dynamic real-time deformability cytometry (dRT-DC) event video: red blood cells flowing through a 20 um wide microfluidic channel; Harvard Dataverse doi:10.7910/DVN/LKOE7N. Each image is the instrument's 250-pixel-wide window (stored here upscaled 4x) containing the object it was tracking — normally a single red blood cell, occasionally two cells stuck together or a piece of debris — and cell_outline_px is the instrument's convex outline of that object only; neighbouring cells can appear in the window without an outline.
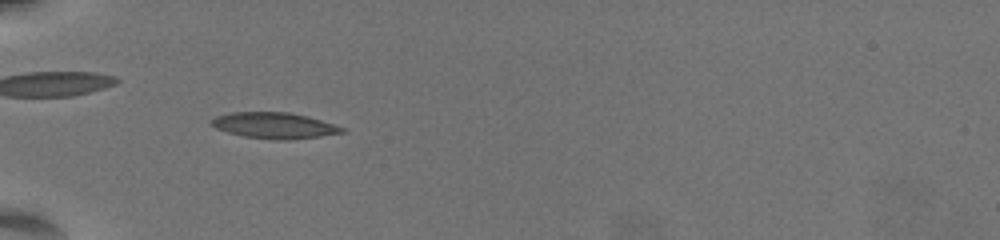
{"species": "common noctule bat (a hibernating species)", "species_latin": "Nyctalus noctula", "temperature_condition": "warm", "stored_images_in_passage": 40, "camera_frame_rate_fps": 3000, "um_per_image_px": 0.085, "animal": {"sex": "female", "body_mass_g": 19.5, "forearm_length_mm": 54.1}, "frame": {"image": 1, "passage_image": 1, "time_ms": 0.0, "image_size_px": [1000, 240], "cell_outline_px": [[344, 132], [320, 136], [288, 140], [272, 140], [244, 136], [228, 132], [216, 128], [212, 124], [212, 120], [216, 116], [232, 112], [288, 112], [308, 116], [344, 128]], "centroid_in_image_um": [23.31, 10.67], "position_along_channel_um": 61.7, "area_um2": 19.54}}
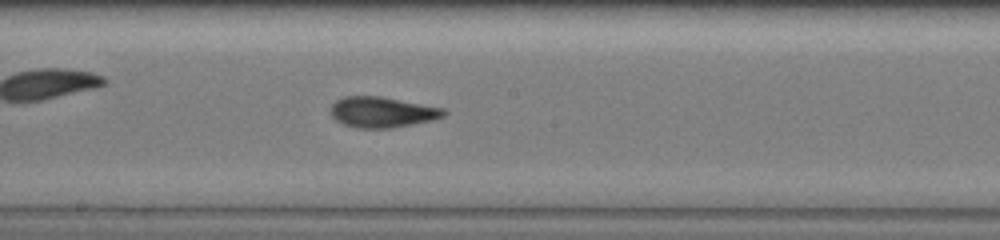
{"frame": {"image": 2, "passage_image": 15, "time_ms": 4.667, "image_size_px": [1000, 240], "cell_outline_px": [[448, 112], [444, 116], [432, 120], [392, 128], [356, 128], [344, 124], [336, 120], [332, 116], [332, 104], [336, 100], [344, 96], [380, 96], [444, 108]], "centroid_in_image_um": [32.5, 9.53], "position_along_channel_um": 215.7, "area_um2": 20.11}}
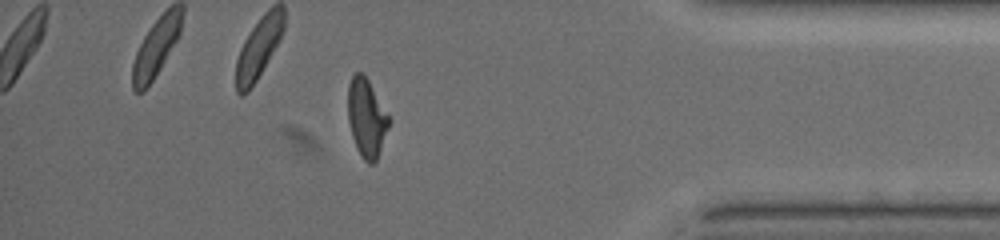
{"frame": {"image": 3, "passage_image": 33, "time_ms": 10.667, "image_size_px": [1000, 240], "cell_outline_px": [[392, 120], [376, 160], [372, 164], [368, 164], [364, 160], [356, 148], [352, 136], [348, 120], [348, 84], [352, 76], [356, 72], [364, 72]], "centroid_in_image_um": [31.17, 9.99], "position_along_channel_um": 404.0, "area_um2": 18.96}, "authors_computed_cell_mechanics": {"area_um2": 19.652, "velocity_mm_per_s": 3.5766, "shape_relaxation_time_tau1_ms": 4.6379, "shape_relaxation_time_tau2_ms": 1.9226, "deformation_change_tau1": 0.1961, "deformation_change_tau2": 0.0906}}